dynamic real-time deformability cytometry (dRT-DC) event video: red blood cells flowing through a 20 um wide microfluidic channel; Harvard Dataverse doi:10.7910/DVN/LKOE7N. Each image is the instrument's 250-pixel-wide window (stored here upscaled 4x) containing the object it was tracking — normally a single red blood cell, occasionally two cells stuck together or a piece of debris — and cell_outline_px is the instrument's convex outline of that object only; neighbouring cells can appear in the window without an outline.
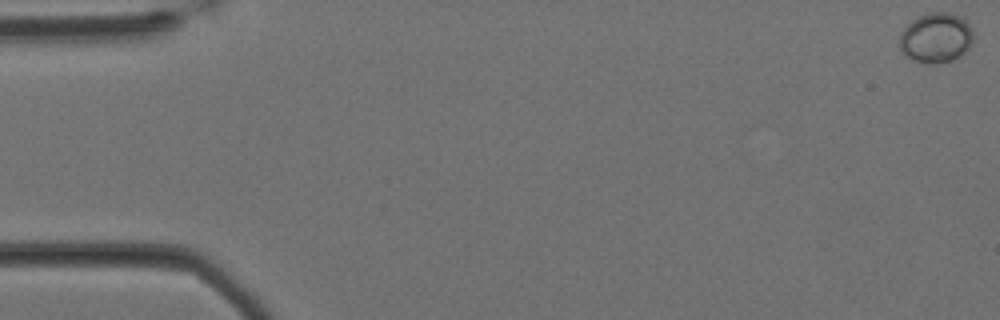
{"species": "Egyptian fruit bat (a non-hibernating species)", "species_latin": "Rousettus aegyptiacus", "temperature_condition": "cold", "stored_images_in_passage": 60, "camera_frame_rate_fps": 3000, "um_per_image_px": 0.085, "animal": {"sex": "female"}, "frame": {"image": 1, "passage_image": 1, "time_ms": 0.0, "image_size_px": [1000, 320], "cell_outline_px": [[972, 44], [960, 56], [952, 60], [936, 64], [928, 64], [912, 60], [904, 56], [900, 48], [900, 32], [916, 16], [928, 12], [948, 12], [964, 20], [972, 28]], "centroid_in_image_um": [79.52, 3.22], "position_along_channel_um": 5.5, "area_um2": 21.62}}
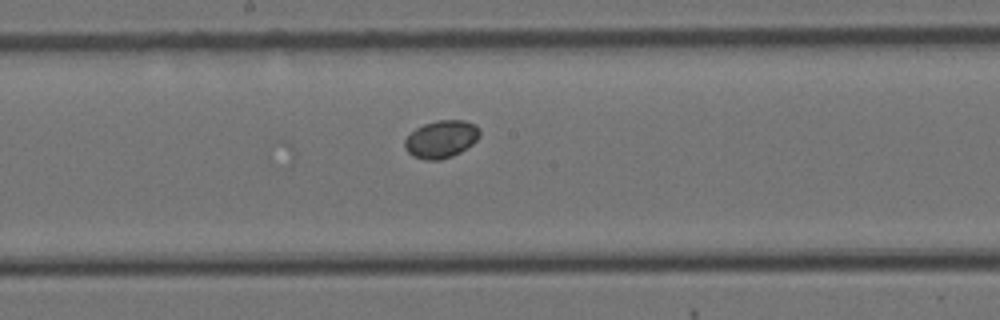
{"frame": {"image": 2, "passage_image": 32, "time_ms": 10.333, "image_size_px": [1000, 320], "cell_outline_px": [[480, 136], [472, 144], [460, 152], [452, 156], [440, 160], [424, 160], [412, 156], [404, 148], [404, 140], [416, 128], [424, 124], [436, 120], [464, 120], [476, 124], [480, 128]], "centroid_in_image_um": [37.51, 11.82], "position_along_channel_um": 210.7, "area_um2": 16.53}}
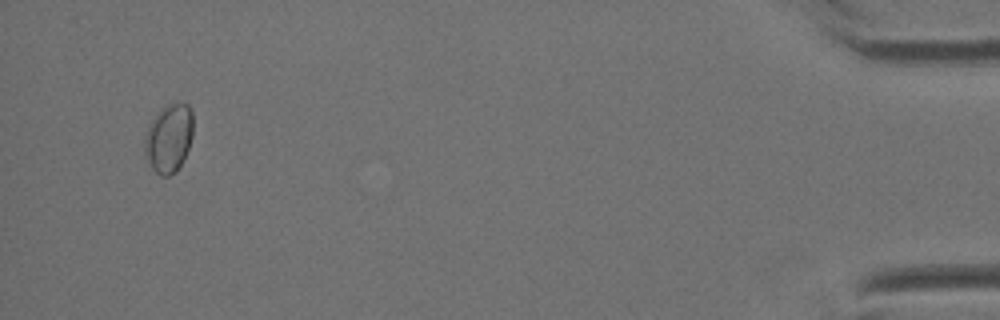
{"frame": {"image": 3, "passage_image": 58, "time_ms": 19.0, "image_size_px": [1000, 320], "cell_outline_px": [[192, 136], [188, 148], [180, 164], [168, 176], [160, 176], [152, 168], [144, 156], [144, 136], [148, 124], [168, 104], [188, 104], [192, 112]], "centroid_in_image_um": [14.32, 11.76], "position_along_channel_um": 420.9, "area_um2": 18.96}}